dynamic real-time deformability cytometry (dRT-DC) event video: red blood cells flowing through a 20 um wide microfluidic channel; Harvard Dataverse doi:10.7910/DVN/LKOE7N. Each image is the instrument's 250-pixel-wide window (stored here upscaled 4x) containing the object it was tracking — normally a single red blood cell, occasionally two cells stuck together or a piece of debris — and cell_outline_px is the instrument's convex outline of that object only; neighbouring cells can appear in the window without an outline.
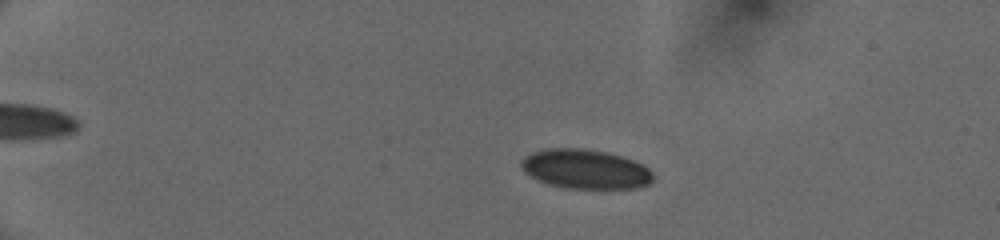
{"species": "human", "species_latin": "Homo sapiens", "temperature_condition": "cold", "stored_images_in_passage": 54, "camera_frame_rate_fps": 3000, "um_per_image_px": 0.085, "donor": {"sex": "female"}, "frame": {"image": 1, "passage_image": 13, "time_ms": 4.0, "image_size_px": [1000, 240], "cell_outline_px": [[652, 180], [648, 184], [640, 188], [564, 188], [548, 184], [528, 176], [520, 168], [520, 160], [524, 156], [532, 152], [544, 148], [580, 148], [608, 152], [632, 160], [648, 168], [652, 172]], "centroid_in_image_um": [49.68, 14.37], "position_along_channel_um": 35.3, "area_um2": 30.46}}
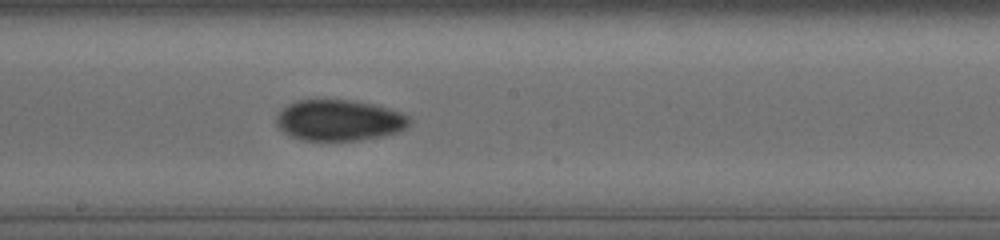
{"frame": {"image": 2, "passage_image": 33, "time_ms": 10.667, "image_size_px": [1000, 240], "cell_outline_px": [[412, 124], [408, 128], [400, 132], [384, 136], [360, 140], [300, 140], [288, 136], [276, 124], [276, 116], [288, 104], [296, 100], [356, 100], [376, 104], [400, 112], [408, 116], [412, 120]], "centroid_in_image_um": [28.88, 10.23], "position_along_channel_um": 219.3, "area_um2": 32.25}}
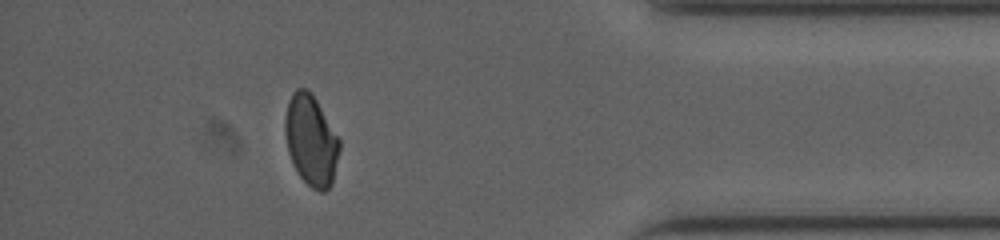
{"frame": {"image": 3, "passage_image": 49, "time_ms": 16.0, "image_size_px": [1000, 240], "cell_outline_px": [[340, 148], [332, 184], [324, 192], [320, 192], [312, 188], [300, 176], [288, 152], [284, 128], [284, 120], [288, 100], [292, 92], [296, 88], [308, 88], [312, 92], [340, 140]], "centroid_in_image_um": [26.43, 11.89], "position_along_channel_um": 408.8, "area_um2": 28.78}, "authors_computed_cell_mechanics": {"area_um2": 30.4028, "velocity_mm_per_s": 4.0602, "shape_relaxation_time_tau1_ms": null, "shape_relaxation_time_tau2_ms": 4.558, "deformation_change_tau1": null, "deformation_change_tau2": 0.0735}}